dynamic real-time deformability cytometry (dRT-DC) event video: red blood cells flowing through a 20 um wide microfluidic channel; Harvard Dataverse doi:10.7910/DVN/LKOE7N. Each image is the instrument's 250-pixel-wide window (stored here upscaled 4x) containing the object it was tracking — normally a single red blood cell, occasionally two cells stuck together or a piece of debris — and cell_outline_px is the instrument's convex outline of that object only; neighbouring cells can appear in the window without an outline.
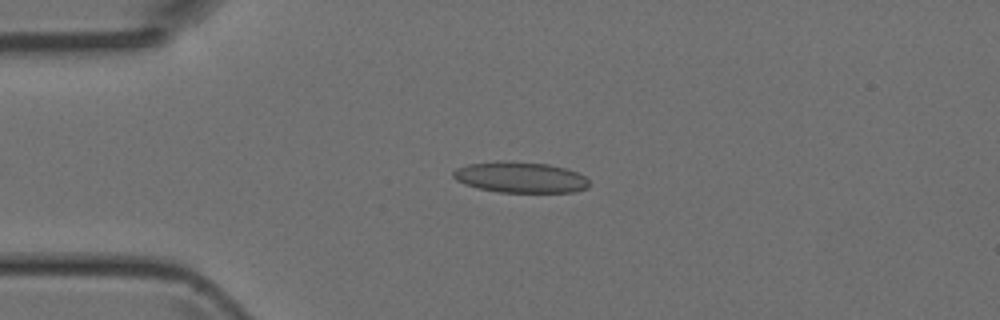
{"species": "Egyptian fruit bat (a non-hibernating species)", "species_latin": "Rousettus aegyptiacus", "temperature_condition": "room temperature", "stored_images_in_passage": 41, "camera_frame_rate_fps": 3000, "um_per_image_px": 0.085, "animal": {"sex": "female"}, "frame": {"image": 1, "passage_image": 9, "time_ms": 2.667, "image_size_px": [1000, 320], "cell_outline_px": [[588, 188], [576, 192], [500, 192], [476, 188], [464, 184], [456, 180], [452, 176], [452, 172], [456, 168], [468, 164], [500, 160], [504, 160], [548, 164], [564, 168], [576, 172], [584, 176], [588, 180]], "centroid_in_image_um": [44.19, 15.07], "position_along_channel_um": 40.8, "area_um2": 24.62}}
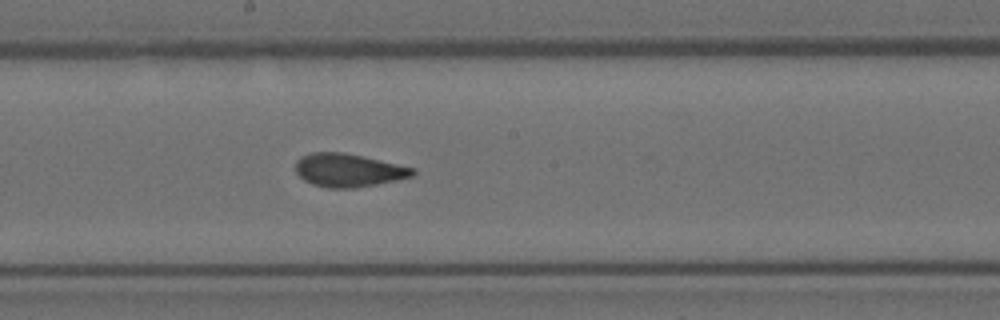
{"frame": {"image": 2, "passage_image": 23, "time_ms": 7.333, "image_size_px": [1000, 320], "cell_outline_px": [[416, 172], [412, 176], [396, 180], [356, 188], [328, 188], [312, 184], [304, 180], [296, 172], [296, 160], [300, 156], [312, 152], [344, 152], [416, 168]], "centroid_in_image_um": [29.6, 14.46], "position_along_channel_um": 218.6, "area_um2": 22.72}}
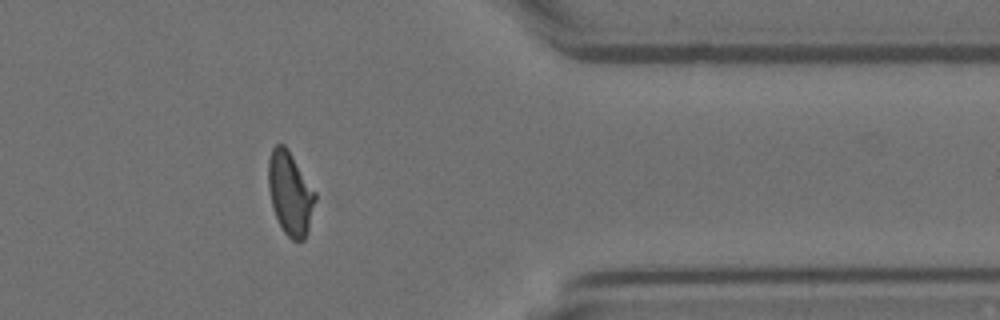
{"frame": {"image": 3, "passage_image": 36, "time_ms": 11.667, "image_size_px": [1000, 320], "cell_outline_px": [[316, 200], [308, 228], [304, 240], [292, 240], [284, 232], [276, 216], [272, 204], [268, 188], [268, 160], [272, 148], [276, 144], [284, 144], [288, 148], [316, 192]], "centroid_in_image_um": [24.66, 16.39], "position_along_channel_um": 386.7, "area_um2": 22.66}}